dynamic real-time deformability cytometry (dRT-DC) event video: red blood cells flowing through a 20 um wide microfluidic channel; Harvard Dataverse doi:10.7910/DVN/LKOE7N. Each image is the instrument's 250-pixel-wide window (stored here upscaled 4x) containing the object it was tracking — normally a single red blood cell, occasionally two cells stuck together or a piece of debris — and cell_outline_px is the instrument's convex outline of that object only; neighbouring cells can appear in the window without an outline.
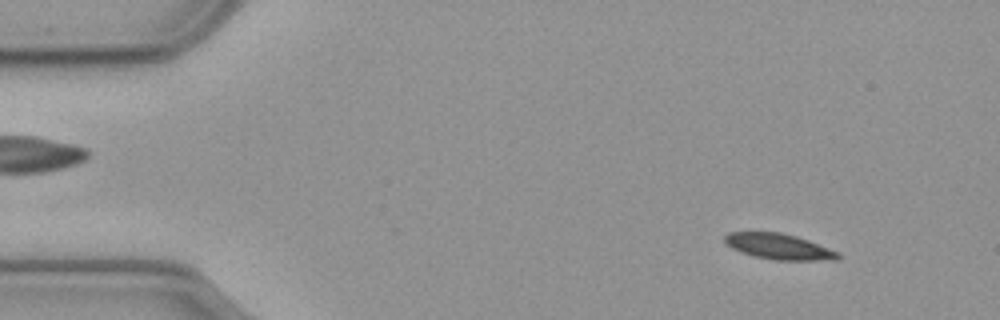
{"species": "common noctule bat (a hibernating species)", "species_latin": "Nyctalus noctula", "temperature_condition": "cold", "stored_images_in_passage": 58, "camera_frame_rate_fps": 3000, "um_per_image_px": 0.085, "animal": {"sex": "male", "body_mass_g": 23.1, "forearm_length_mm": 52.7}, "frame": {"image": 1, "passage_image": 6, "time_ms": 1.667, "image_size_px": [1000, 320], "cell_outline_px": [[840, 256], [836, 260], [776, 260], [752, 256], [740, 252], [724, 244], [724, 236], [728, 232], [780, 232], [796, 236], [808, 240], [836, 252]], "centroid_in_image_um": [66.12, 20.95], "position_along_channel_um": 18.9, "area_um2": 16.88}}
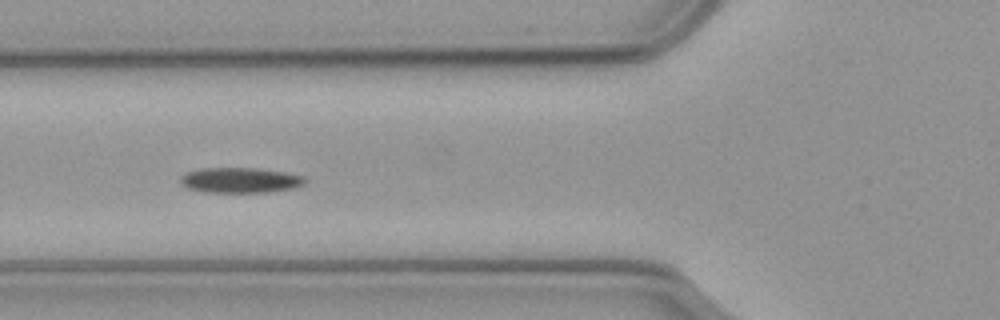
{"frame": {"image": 2, "passage_image": 21, "time_ms": 6.667, "image_size_px": [1000, 320], "cell_outline_px": [[308, 180], [304, 184], [296, 188], [268, 192], [204, 192], [188, 188], [180, 184], [180, 176], [184, 172], [200, 168], [256, 168], [288, 172], [304, 176]], "centroid_in_image_um": [20.43, 15.31], "position_along_channel_um": 105.4, "area_um2": 18.73}}
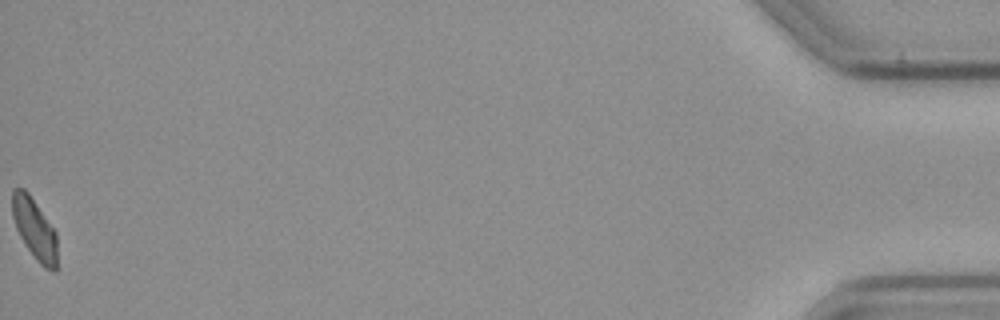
{"frame": {"image": 3, "passage_image": 58, "time_ms": 19.0, "image_size_px": [1000, 320], "cell_outline_px": [[56, 272], [52, 272], [44, 268], [36, 260], [24, 244], [16, 228], [12, 216], [12, 188], [24, 188], [28, 192], [56, 232]], "centroid_in_image_um": [2.92, 19.47], "position_along_channel_um": 432.3, "area_um2": 15.95}, "authors_computed_cell_mechanics": {"area_um2": 17.5712, "velocity_mm_per_s": 3.531, "shape_relaxation_time_tau1_ms": 5.3209, "shape_relaxation_time_tau2_ms": null, "deformation_change_tau1": 0.1179, "deformation_change_tau2": null}}